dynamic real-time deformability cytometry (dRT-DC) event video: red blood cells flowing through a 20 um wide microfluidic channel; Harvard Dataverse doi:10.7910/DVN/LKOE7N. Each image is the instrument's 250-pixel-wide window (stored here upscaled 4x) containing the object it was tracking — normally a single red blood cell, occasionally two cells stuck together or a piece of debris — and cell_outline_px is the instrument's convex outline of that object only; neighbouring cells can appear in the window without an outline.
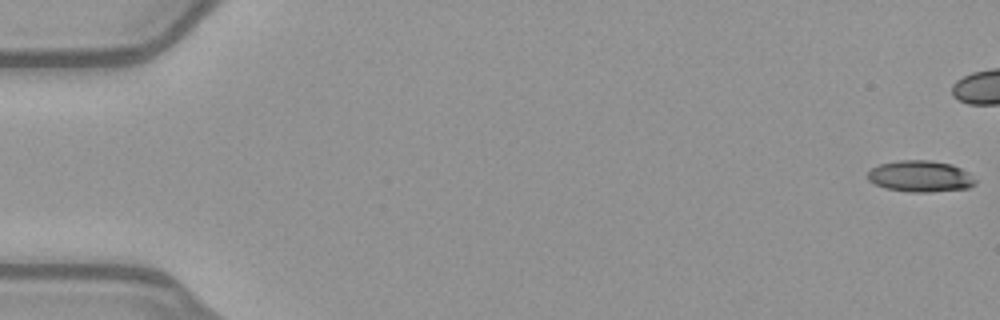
{"species": "common noctule bat (a hibernating species)", "species_latin": "Nyctalus noctula", "temperature_condition": "warm", "stored_images_in_passage": 11, "camera_frame_rate_fps": 3000, "um_per_image_px": 0.085, "animal": {"sex": "female", "body_mass_g": 21.9}, "frame": {"image": 1, "passage_image": 1, "time_ms": 0.0, "image_size_px": [1000, 320], "cell_outline_px": [[976, 184], [968, 188], [932, 192], [908, 192], [884, 188], [868, 180], [868, 172], [872, 168], [880, 164], [900, 160], [928, 160], [952, 164], [968, 172], [976, 180]], "centroid_in_image_um": [78.24, 14.99], "position_along_channel_um": 6.8, "area_um2": 19.71}}